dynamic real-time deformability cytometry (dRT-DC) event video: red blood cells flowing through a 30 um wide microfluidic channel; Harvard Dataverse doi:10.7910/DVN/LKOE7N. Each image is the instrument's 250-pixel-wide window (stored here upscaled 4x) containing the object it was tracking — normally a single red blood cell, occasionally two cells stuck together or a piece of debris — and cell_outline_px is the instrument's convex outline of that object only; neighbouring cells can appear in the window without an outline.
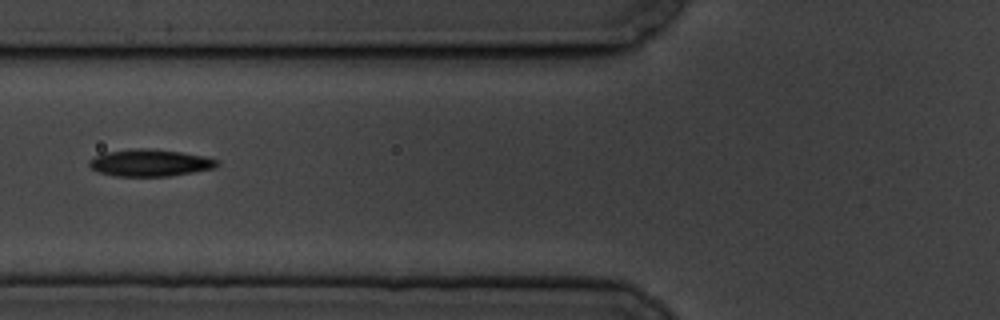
{"species": "common noctule bat (a hibernating species)", "species_latin": "Nyctalus noctula", "temperature_condition": "cold", "stored_images_in_passage": 4, "camera_frame_rate_fps": 3000, "um_per_image_px": 0.085, "animal": {"sex": "male", "body_mass_g": 19.5, "forearm_length_mm": 54.6}, "frame": {"image": 1, "passage_image": 3, "time_ms": 2.333, "image_size_px": [1000, 320], "cell_outline_px": [[220, 164], [216, 168], [168, 176], [116, 176], [100, 172], [92, 168], [88, 164], [88, 160], [100, 152], [132, 148], [148, 148], [180, 152], [204, 156], [216, 160]], "centroid_in_image_um": [12.7, 13.82], "position_along_channel_um": 113.1, "area_um2": 20.23}}
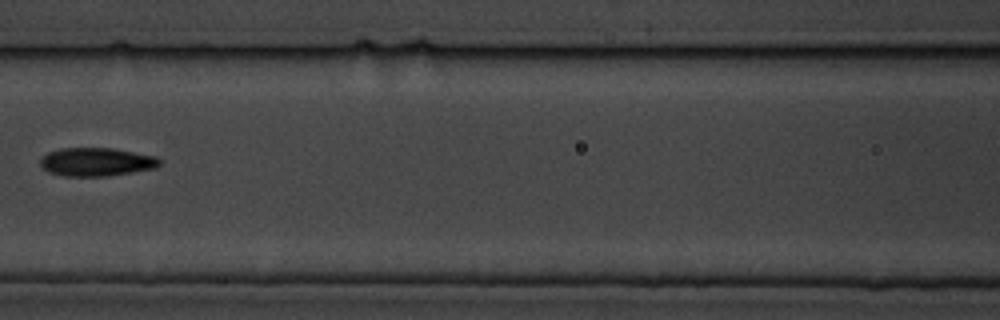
{"frame": {"image": 2, "passage_image": 4, "time_ms": 3.667, "image_size_px": [1000, 320], "cell_outline_px": [[160, 164], [156, 168], [108, 176], [64, 176], [48, 172], [40, 168], [40, 160], [48, 152], [60, 148], [112, 148], [156, 156], [160, 160]], "centroid_in_image_um": [8.17, 13.76], "position_along_channel_um": 158.4, "area_um2": 19.83}}